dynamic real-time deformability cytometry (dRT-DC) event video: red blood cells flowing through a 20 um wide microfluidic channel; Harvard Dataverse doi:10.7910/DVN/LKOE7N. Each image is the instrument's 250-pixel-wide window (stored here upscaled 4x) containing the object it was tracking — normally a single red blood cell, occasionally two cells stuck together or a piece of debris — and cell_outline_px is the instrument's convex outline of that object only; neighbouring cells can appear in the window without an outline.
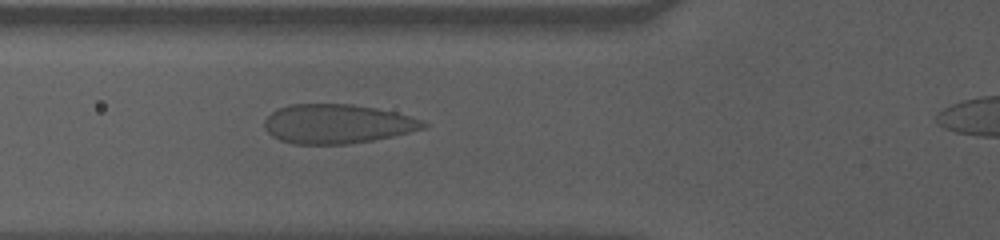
{"species": "human", "species_latin": "Homo sapiens", "temperature_condition": "cold", "stored_images_in_passage": 37, "camera_frame_rate_fps": 3000, "um_per_image_px": 0.085, "donor": {"sex": "male"}, "frame": {"image": 1, "passage_image": 7, "time_ms": 2.0, "image_size_px": [1000, 240], "cell_outline_px": [[428, 128], [392, 136], [372, 140], [348, 144], [292, 144], [280, 140], [272, 136], [264, 128], [264, 120], [272, 112], [288, 104], [352, 104], [376, 108], [396, 112], [420, 120], [428, 124]], "centroid_in_image_um": [28.65, 10.53], "position_along_channel_um": 97.1, "area_um2": 36.36}}
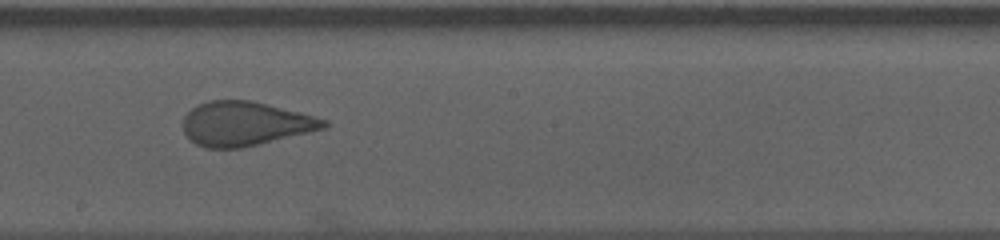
{"frame": {"image": 2, "passage_image": 18, "time_ms": 5.667, "image_size_px": [1000, 240], "cell_outline_px": [[328, 128], [260, 144], [240, 148], [204, 148], [196, 144], [184, 132], [184, 116], [196, 104], [208, 100], [252, 100], [300, 112], [328, 120]], "centroid_in_image_um": [20.86, 10.51], "position_along_channel_um": 227.3, "area_um2": 36.41}}
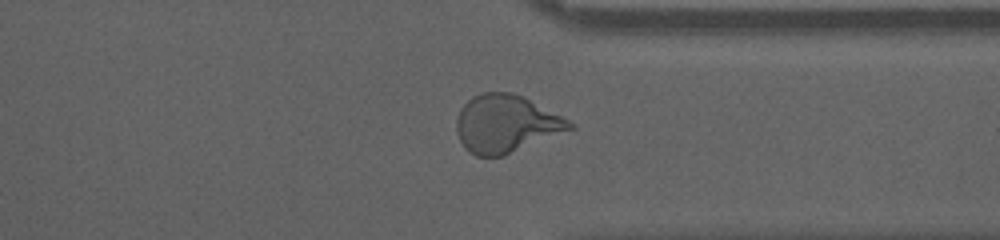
{"frame": {"image": 3, "passage_image": 30, "time_ms": 9.667, "image_size_px": [1000, 240], "cell_outline_px": [[576, 128], [504, 156], [476, 156], [468, 152], [464, 148], [456, 132], [456, 120], [460, 108], [472, 96], [480, 92], [512, 92], [524, 96], [568, 120]], "centroid_in_image_um": [42.98, 10.53], "position_along_channel_um": 368.4, "area_um2": 38.26}}